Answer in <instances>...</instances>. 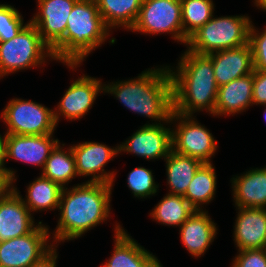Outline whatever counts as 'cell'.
<instances>
[{
	"instance_id": "obj_1",
	"label": "cell",
	"mask_w": 266,
	"mask_h": 267,
	"mask_svg": "<svg viewBox=\"0 0 266 267\" xmlns=\"http://www.w3.org/2000/svg\"><path fill=\"white\" fill-rule=\"evenodd\" d=\"M112 184L83 182L63 188L57 226L53 232L54 245L77 239L110 217ZM56 242V244H55Z\"/></svg>"
},
{
	"instance_id": "obj_2",
	"label": "cell",
	"mask_w": 266,
	"mask_h": 267,
	"mask_svg": "<svg viewBox=\"0 0 266 267\" xmlns=\"http://www.w3.org/2000/svg\"><path fill=\"white\" fill-rule=\"evenodd\" d=\"M103 92L114 95L130 111L151 118L152 125L170 123L173 98L167 65L146 69L134 79L103 84Z\"/></svg>"
},
{
	"instance_id": "obj_3",
	"label": "cell",
	"mask_w": 266,
	"mask_h": 267,
	"mask_svg": "<svg viewBox=\"0 0 266 267\" xmlns=\"http://www.w3.org/2000/svg\"><path fill=\"white\" fill-rule=\"evenodd\" d=\"M177 65L176 71L168 66L172 80L173 111L193 116L195 112L205 110L214 116L218 86L211 58L186 49Z\"/></svg>"
},
{
	"instance_id": "obj_4",
	"label": "cell",
	"mask_w": 266,
	"mask_h": 267,
	"mask_svg": "<svg viewBox=\"0 0 266 267\" xmlns=\"http://www.w3.org/2000/svg\"><path fill=\"white\" fill-rule=\"evenodd\" d=\"M110 29L105 25L95 0H78L67 19L64 37L51 49L56 61L72 70L102 46Z\"/></svg>"
},
{
	"instance_id": "obj_5",
	"label": "cell",
	"mask_w": 266,
	"mask_h": 267,
	"mask_svg": "<svg viewBox=\"0 0 266 267\" xmlns=\"http://www.w3.org/2000/svg\"><path fill=\"white\" fill-rule=\"evenodd\" d=\"M252 21L249 16L214 17L193 32L187 39V50L209 54L219 50L237 48L249 43Z\"/></svg>"
},
{
	"instance_id": "obj_6",
	"label": "cell",
	"mask_w": 266,
	"mask_h": 267,
	"mask_svg": "<svg viewBox=\"0 0 266 267\" xmlns=\"http://www.w3.org/2000/svg\"><path fill=\"white\" fill-rule=\"evenodd\" d=\"M48 57L55 60L51 48L29 21L14 38L0 41V78L20 70L40 67L49 60Z\"/></svg>"
},
{
	"instance_id": "obj_7",
	"label": "cell",
	"mask_w": 266,
	"mask_h": 267,
	"mask_svg": "<svg viewBox=\"0 0 266 267\" xmlns=\"http://www.w3.org/2000/svg\"><path fill=\"white\" fill-rule=\"evenodd\" d=\"M2 117V118H1ZM5 134L46 135L54 133V110L32 100L13 98L2 110Z\"/></svg>"
},
{
	"instance_id": "obj_8",
	"label": "cell",
	"mask_w": 266,
	"mask_h": 267,
	"mask_svg": "<svg viewBox=\"0 0 266 267\" xmlns=\"http://www.w3.org/2000/svg\"><path fill=\"white\" fill-rule=\"evenodd\" d=\"M175 122V123H174ZM177 125L172 130V150L186 156L194 157L203 163H211L217 150V141L212 133L201 125L193 116L172 112L170 123Z\"/></svg>"
},
{
	"instance_id": "obj_9",
	"label": "cell",
	"mask_w": 266,
	"mask_h": 267,
	"mask_svg": "<svg viewBox=\"0 0 266 267\" xmlns=\"http://www.w3.org/2000/svg\"><path fill=\"white\" fill-rule=\"evenodd\" d=\"M132 32L141 34H172V38L183 43L181 0H143L139 16Z\"/></svg>"
},
{
	"instance_id": "obj_10",
	"label": "cell",
	"mask_w": 266,
	"mask_h": 267,
	"mask_svg": "<svg viewBox=\"0 0 266 267\" xmlns=\"http://www.w3.org/2000/svg\"><path fill=\"white\" fill-rule=\"evenodd\" d=\"M60 141L54 139L53 133L46 135H16L1 136V162L12 183L17 178L13 169L5 167V161L10 159L40 166L43 170L51 151Z\"/></svg>"
},
{
	"instance_id": "obj_11",
	"label": "cell",
	"mask_w": 266,
	"mask_h": 267,
	"mask_svg": "<svg viewBox=\"0 0 266 267\" xmlns=\"http://www.w3.org/2000/svg\"><path fill=\"white\" fill-rule=\"evenodd\" d=\"M45 225L40 221L30 233L0 242V267H29L46 254L54 244Z\"/></svg>"
},
{
	"instance_id": "obj_12",
	"label": "cell",
	"mask_w": 266,
	"mask_h": 267,
	"mask_svg": "<svg viewBox=\"0 0 266 267\" xmlns=\"http://www.w3.org/2000/svg\"><path fill=\"white\" fill-rule=\"evenodd\" d=\"M75 157L76 172L78 176H91L86 182L112 184L116 178L115 171H105L106 164L118 156L119 145L109 147L99 142H82L71 146Z\"/></svg>"
},
{
	"instance_id": "obj_13",
	"label": "cell",
	"mask_w": 266,
	"mask_h": 267,
	"mask_svg": "<svg viewBox=\"0 0 266 267\" xmlns=\"http://www.w3.org/2000/svg\"><path fill=\"white\" fill-rule=\"evenodd\" d=\"M103 92V83L99 78L82 75L73 80L69 88L63 94L61 101L54 108L56 125L60 117L79 120L92 108L98 93Z\"/></svg>"
},
{
	"instance_id": "obj_14",
	"label": "cell",
	"mask_w": 266,
	"mask_h": 267,
	"mask_svg": "<svg viewBox=\"0 0 266 267\" xmlns=\"http://www.w3.org/2000/svg\"><path fill=\"white\" fill-rule=\"evenodd\" d=\"M164 125L144 124L119 145V153H131L146 160L165 159L172 150V130Z\"/></svg>"
},
{
	"instance_id": "obj_15",
	"label": "cell",
	"mask_w": 266,
	"mask_h": 267,
	"mask_svg": "<svg viewBox=\"0 0 266 267\" xmlns=\"http://www.w3.org/2000/svg\"><path fill=\"white\" fill-rule=\"evenodd\" d=\"M77 1L37 0L39 11L30 22L51 49L64 37L68 16Z\"/></svg>"
},
{
	"instance_id": "obj_16",
	"label": "cell",
	"mask_w": 266,
	"mask_h": 267,
	"mask_svg": "<svg viewBox=\"0 0 266 267\" xmlns=\"http://www.w3.org/2000/svg\"><path fill=\"white\" fill-rule=\"evenodd\" d=\"M32 213L24 205L17 187L0 197V242L30 233L37 225Z\"/></svg>"
},
{
	"instance_id": "obj_17",
	"label": "cell",
	"mask_w": 266,
	"mask_h": 267,
	"mask_svg": "<svg viewBox=\"0 0 266 267\" xmlns=\"http://www.w3.org/2000/svg\"><path fill=\"white\" fill-rule=\"evenodd\" d=\"M213 64L218 87L253 73V56L250 43L237 48L219 50L207 54Z\"/></svg>"
},
{
	"instance_id": "obj_18",
	"label": "cell",
	"mask_w": 266,
	"mask_h": 267,
	"mask_svg": "<svg viewBox=\"0 0 266 267\" xmlns=\"http://www.w3.org/2000/svg\"><path fill=\"white\" fill-rule=\"evenodd\" d=\"M233 237L239 250L266 248V208H236Z\"/></svg>"
},
{
	"instance_id": "obj_19",
	"label": "cell",
	"mask_w": 266,
	"mask_h": 267,
	"mask_svg": "<svg viewBox=\"0 0 266 267\" xmlns=\"http://www.w3.org/2000/svg\"><path fill=\"white\" fill-rule=\"evenodd\" d=\"M179 228L182 244L197 258L209 249L218 230L216 223L208 216V211L204 210H195Z\"/></svg>"
},
{
	"instance_id": "obj_20",
	"label": "cell",
	"mask_w": 266,
	"mask_h": 267,
	"mask_svg": "<svg viewBox=\"0 0 266 267\" xmlns=\"http://www.w3.org/2000/svg\"><path fill=\"white\" fill-rule=\"evenodd\" d=\"M230 181L236 208H266V167L249 169Z\"/></svg>"
},
{
	"instance_id": "obj_21",
	"label": "cell",
	"mask_w": 266,
	"mask_h": 267,
	"mask_svg": "<svg viewBox=\"0 0 266 267\" xmlns=\"http://www.w3.org/2000/svg\"><path fill=\"white\" fill-rule=\"evenodd\" d=\"M253 73L218 87L214 116H234L253 106Z\"/></svg>"
},
{
	"instance_id": "obj_22",
	"label": "cell",
	"mask_w": 266,
	"mask_h": 267,
	"mask_svg": "<svg viewBox=\"0 0 266 267\" xmlns=\"http://www.w3.org/2000/svg\"><path fill=\"white\" fill-rule=\"evenodd\" d=\"M114 231V251L100 267H141L153 255L138 244L122 225L116 223Z\"/></svg>"
},
{
	"instance_id": "obj_23",
	"label": "cell",
	"mask_w": 266,
	"mask_h": 267,
	"mask_svg": "<svg viewBox=\"0 0 266 267\" xmlns=\"http://www.w3.org/2000/svg\"><path fill=\"white\" fill-rule=\"evenodd\" d=\"M164 160L166 162L167 185L170 188L168 194L183 196L203 162L173 150Z\"/></svg>"
},
{
	"instance_id": "obj_24",
	"label": "cell",
	"mask_w": 266,
	"mask_h": 267,
	"mask_svg": "<svg viewBox=\"0 0 266 267\" xmlns=\"http://www.w3.org/2000/svg\"><path fill=\"white\" fill-rule=\"evenodd\" d=\"M105 25L131 30L139 16L143 0H95Z\"/></svg>"
},
{
	"instance_id": "obj_25",
	"label": "cell",
	"mask_w": 266,
	"mask_h": 267,
	"mask_svg": "<svg viewBox=\"0 0 266 267\" xmlns=\"http://www.w3.org/2000/svg\"><path fill=\"white\" fill-rule=\"evenodd\" d=\"M63 188L42 175L27 186L24 205L30 212L55 210L59 208Z\"/></svg>"
},
{
	"instance_id": "obj_26",
	"label": "cell",
	"mask_w": 266,
	"mask_h": 267,
	"mask_svg": "<svg viewBox=\"0 0 266 267\" xmlns=\"http://www.w3.org/2000/svg\"><path fill=\"white\" fill-rule=\"evenodd\" d=\"M217 176L211 163H203L189 183L183 195L195 210L202 211L203 204H208L216 194Z\"/></svg>"
},
{
	"instance_id": "obj_27",
	"label": "cell",
	"mask_w": 266,
	"mask_h": 267,
	"mask_svg": "<svg viewBox=\"0 0 266 267\" xmlns=\"http://www.w3.org/2000/svg\"><path fill=\"white\" fill-rule=\"evenodd\" d=\"M60 144L59 142L51 151L41 175L57 183L62 188H66V184L68 185L69 181L72 182V179L78 175L71 146L69 145L66 151L63 149L65 144H61L62 146Z\"/></svg>"
},
{
	"instance_id": "obj_28",
	"label": "cell",
	"mask_w": 266,
	"mask_h": 267,
	"mask_svg": "<svg viewBox=\"0 0 266 267\" xmlns=\"http://www.w3.org/2000/svg\"><path fill=\"white\" fill-rule=\"evenodd\" d=\"M194 211L184 196L166 194L149 215L159 224L180 227Z\"/></svg>"
},
{
	"instance_id": "obj_29",
	"label": "cell",
	"mask_w": 266,
	"mask_h": 267,
	"mask_svg": "<svg viewBox=\"0 0 266 267\" xmlns=\"http://www.w3.org/2000/svg\"><path fill=\"white\" fill-rule=\"evenodd\" d=\"M183 43L188 37L208 22L214 13L213 0H181Z\"/></svg>"
},
{
	"instance_id": "obj_30",
	"label": "cell",
	"mask_w": 266,
	"mask_h": 267,
	"mask_svg": "<svg viewBox=\"0 0 266 267\" xmlns=\"http://www.w3.org/2000/svg\"><path fill=\"white\" fill-rule=\"evenodd\" d=\"M127 184L135 198H149L158 192L159 184H156L152 170L144 167H136L129 172Z\"/></svg>"
},
{
	"instance_id": "obj_31",
	"label": "cell",
	"mask_w": 266,
	"mask_h": 267,
	"mask_svg": "<svg viewBox=\"0 0 266 267\" xmlns=\"http://www.w3.org/2000/svg\"><path fill=\"white\" fill-rule=\"evenodd\" d=\"M21 13L9 4H0V41L14 38L29 22L24 24Z\"/></svg>"
},
{
	"instance_id": "obj_32",
	"label": "cell",
	"mask_w": 266,
	"mask_h": 267,
	"mask_svg": "<svg viewBox=\"0 0 266 267\" xmlns=\"http://www.w3.org/2000/svg\"><path fill=\"white\" fill-rule=\"evenodd\" d=\"M259 32L251 23L249 43L252 47L254 70L266 71V28Z\"/></svg>"
},
{
	"instance_id": "obj_33",
	"label": "cell",
	"mask_w": 266,
	"mask_h": 267,
	"mask_svg": "<svg viewBox=\"0 0 266 267\" xmlns=\"http://www.w3.org/2000/svg\"><path fill=\"white\" fill-rule=\"evenodd\" d=\"M230 267H266V248L239 250Z\"/></svg>"
},
{
	"instance_id": "obj_34",
	"label": "cell",
	"mask_w": 266,
	"mask_h": 267,
	"mask_svg": "<svg viewBox=\"0 0 266 267\" xmlns=\"http://www.w3.org/2000/svg\"><path fill=\"white\" fill-rule=\"evenodd\" d=\"M253 105L266 104V71H253Z\"/></svg>"
},
{
	"instance_id": "obj_35",
	"label": "cell",
	"mask_w": 266,
	"mask_h": 267,
	"mask_svg": "<svg viewBox=\"0 0 266 267\" xmlns=\"http://www.w3.org/2000/svg\"><path fill=\"white\" fill-rule=\"evenodd\" d=\"M57 247V245H54L46 254L29 267H56L58 258Z\"/></svg>"
},
{
	"instance_id": "obj_36",
	"label": "cell",
	"mask_w": 266,
	"mask_h": 267,
	"mask_svg": "<svg viewBox=\"0 0 266 267\" xmlns=\"http://www.w3.org/2000/svg\"><path fill=\"white\" fill-rule=\"evenodd\" d=\"M12 185L13 183L7 176L4 166L0 161V197L4 196L12 188Z\"/></svg>"
},
{
	"instance_id": "obj_37",
	"label": "cell",
	"mask_w": 266,
	"mask_h": 267,
	"mask_svg": "<svg viewBox=\"0 0 266 267\" xmlns=\"http://www.w3.org/2000/svg\"><path fill=\"white\" fill-rule=\"evenodd\" d=\"M141 267H163L155 255H152Z\"/></svg>"
},
{
	"instance_id": "obj_38",
	"label": "cell",
	"mask_w": 266,
	"mask_h": 267,
	"mask_svg": "<svg viewBox=\"0 0 266 267\" xmlns=\"http://www.w3.org/2000/svg\"><path fill=\"white\" fill-rule=\"evenodd\" d=\"M253 2L257 8L266 11V0H254Z\"/></svg>"
},
{
	"instance_id": "obj_39",
	"label": "cell",
	"mask_w": 266,
	"mask_h": 267,
	"mask_svg": "<svg viewBox=\"0 0 266 267\" xmlns=\"http://www.w3.org/2000/svg\"><path fill=\"white\" fill-rule=\"evenodd\" d=\"M0 161H1V135H0Z\"/></svg>"
},
{
	"instance_id": "obj_40",
	"label": "cell",
	"mask_w": 266,
	"mask_h": 267,
	"mask_svg": "<svg viewBox=\"0 0 266 267\" xmlns=\"http://www.w3.org/2000/svg\"><path fill=\"white\" fill-rule=\"evenodd\" d=\"M261 106H266V104H264V105H261ZM265 112H264V118L266 119V109L264 110Z\"/></svg>"
}]
</instances>
